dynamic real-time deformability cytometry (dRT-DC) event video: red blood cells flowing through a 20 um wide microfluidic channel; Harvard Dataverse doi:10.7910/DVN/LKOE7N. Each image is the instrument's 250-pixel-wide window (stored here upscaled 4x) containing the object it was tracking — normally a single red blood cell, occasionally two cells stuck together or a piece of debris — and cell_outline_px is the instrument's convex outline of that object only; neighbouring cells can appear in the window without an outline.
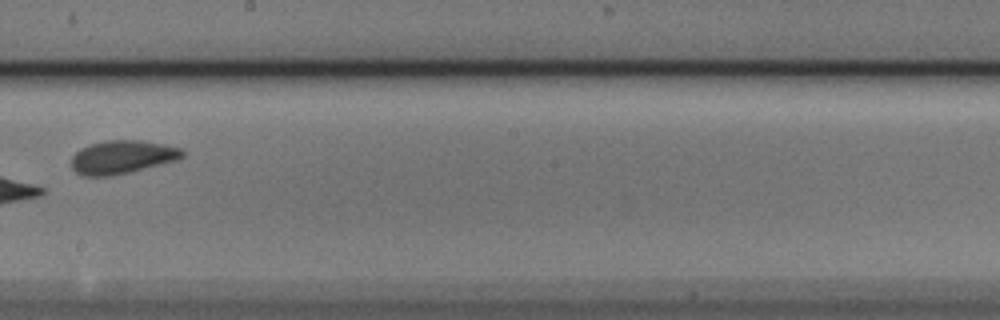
{"species": "Egyptian fruit bat (a non-hibernating species)", "species_latin": "Rousettus aegyptiacus", "temperature_condition": "cold", "stored_images_in_passage": 10, "camera_frame_rate_fps": 3000, "um_per_image_px": 0.085, "animal": {"sex": "male"}, "frame": {"image": 1, "passage_image": 9, "time_ms": 2.667, "image_size_px": [1000, 320], "cell_outline_px": [[184, 156], [176, 160], [112, 176], [84, 176], [76, 172], [72, 168], [72, 156], [80, 148], [88, 144], [108, 140], [140, 140], [164, 144], [180, 148], [184, 152]], "centroid_in_image_um": [10.35, 13.34], "position_along_channel_um": 237.8, "area_um2": 21.44}}
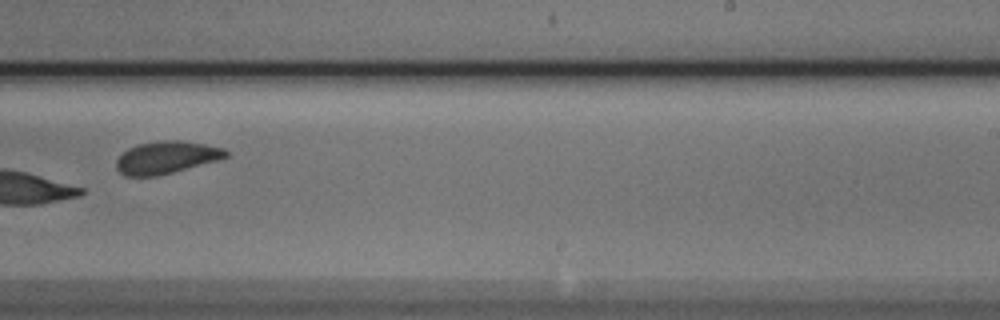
{"frame": {"image": 2, "passage_image": 10, "time_ms": 3.0, "image_size_px": [1000, 320], "cell_outline_px": [[228, 156], [220, 160], [156, 176], [124, 176], [116, 168], [116, 160], [128, 148], [140, 144], [164, 140], [180, 140], [204, 144], [224, 148], [228, 152]], "centroid_in_image_um": [14.16, 13.38], "position_along_channel_um": 274.8, "area_um2": 20.58}}